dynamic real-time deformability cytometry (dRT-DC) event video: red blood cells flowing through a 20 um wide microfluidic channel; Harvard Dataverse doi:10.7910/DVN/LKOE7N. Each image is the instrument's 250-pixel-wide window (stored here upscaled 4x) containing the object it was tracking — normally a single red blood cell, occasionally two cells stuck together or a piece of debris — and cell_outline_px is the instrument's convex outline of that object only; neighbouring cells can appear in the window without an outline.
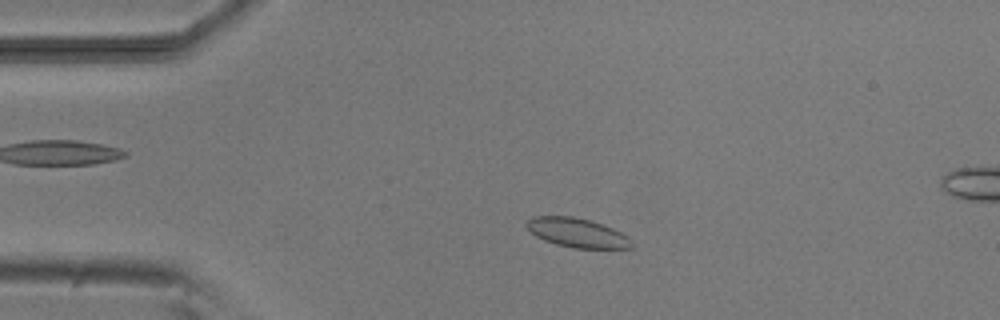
{"species": "common noctule bat (a hibernating species)", "species_latin": "Nyctalus noctula", "temperature_condition": "room temperature", "stored_images_in_passage": 4, "camera_frame_rate_fps": 3000, "um_per_image_px": 0.085, "animal": {"sex": "male", "body_mass_g": 20.5, "forearm_length_mm": 52.5}, "frame": {"image": 1, "passage_image": 2, "time_ms": 1.0, "image_size_px": [1000, 320], "cell_outline_px": [[636, 244], [632, 248], [572, 248], [556, 244], [544, 240], [536, 236], [524, 224], [532, 216], [572, 216], [588, 220], [612, 228], [628, 236]], "centroid_in_image_um": [49.08, 19.79], "position_along_channel_um": 35.9, "area_um2": 17.86}}